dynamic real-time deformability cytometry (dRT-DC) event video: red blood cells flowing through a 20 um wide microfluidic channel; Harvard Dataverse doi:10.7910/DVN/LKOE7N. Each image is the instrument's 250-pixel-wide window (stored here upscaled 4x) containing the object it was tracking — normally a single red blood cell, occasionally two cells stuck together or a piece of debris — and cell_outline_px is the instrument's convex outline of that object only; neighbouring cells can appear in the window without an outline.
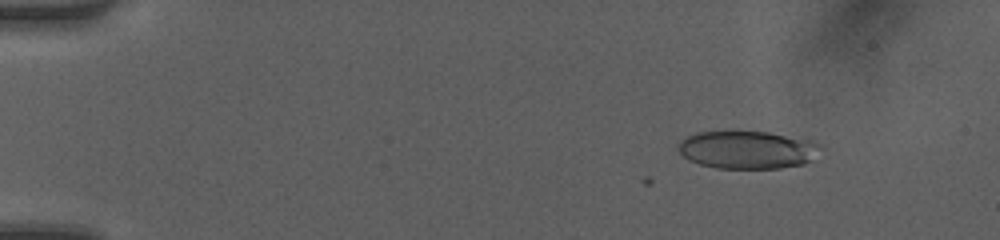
{"species": "human", "species_latin": "Homo sapiens", "temperature_condition": "room temperature", "stored_images_in_passage": 15, "camera_frame_rate_fps": 3000, "um_per_image_px": 0.085, "donor": {"sex": "female"}, "frame": {"image": 1, "passage_image": 4, "time_ms": 1.0, "image_size_px": [1000, 240], "cell_outline_px": [[824, 148], [804, 164], [780, 168], [716, 168], [700, 164], [688, 160], [680, 152], [680, 140], [696, 132], [768, 132], [812, 140], [824, 144]], "centroid_in_image_um": [63.59, 12.73], "position_along_channel_um": 21.4, "area_um2": 31.33}}
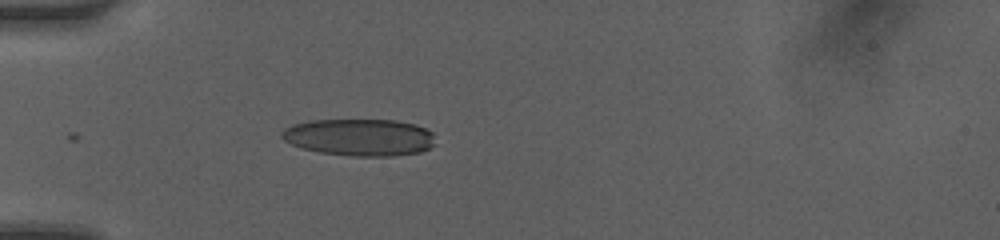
{"frame": {"image": 2, "passage_image": 12, "time_ms": 3.667, "image_size_px": [1000, 240], "cell_outline_px": [[436, 144], [420, 152], [392, 156], [352, 156], [320, 152], [300, 148], [284, 140], [280, 136], [280, 132], [284, 128], [292, 124], [308, 120], [396, 120], [416, 124], [432, 132]], "centroid_in_image_um": [30.54, 11.66], "position_along_channel_um": 54.5, "area_um2": 33.41}}
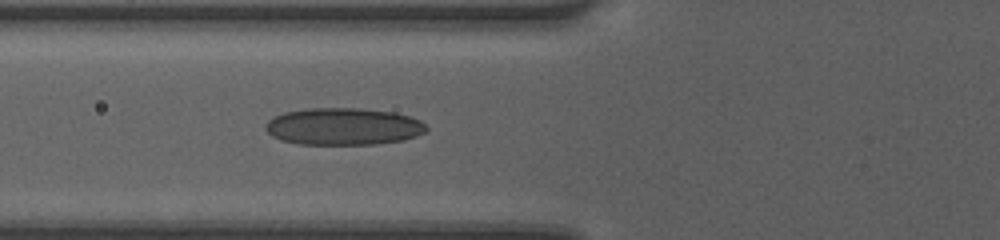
{"frame": {"image": 3, "passage_image": 15, "time_ms": 4.667, "image_size_px": [1000, 240], "cell_outline_px": [[428, 128], [424, 132], [416, 136], [404, 140], [376, 144], [300, 144], [280, 140], [272, 136], [264, 128], [268, 120], [272, 116], [284, 112], [308, 108], [360, 108], [392, 112], [408, 116], [420, 120]], "centroid_in_image_um": [29.15, 10.75], "position_along_channel_um": 96.6, "area_um2": 34.85}}